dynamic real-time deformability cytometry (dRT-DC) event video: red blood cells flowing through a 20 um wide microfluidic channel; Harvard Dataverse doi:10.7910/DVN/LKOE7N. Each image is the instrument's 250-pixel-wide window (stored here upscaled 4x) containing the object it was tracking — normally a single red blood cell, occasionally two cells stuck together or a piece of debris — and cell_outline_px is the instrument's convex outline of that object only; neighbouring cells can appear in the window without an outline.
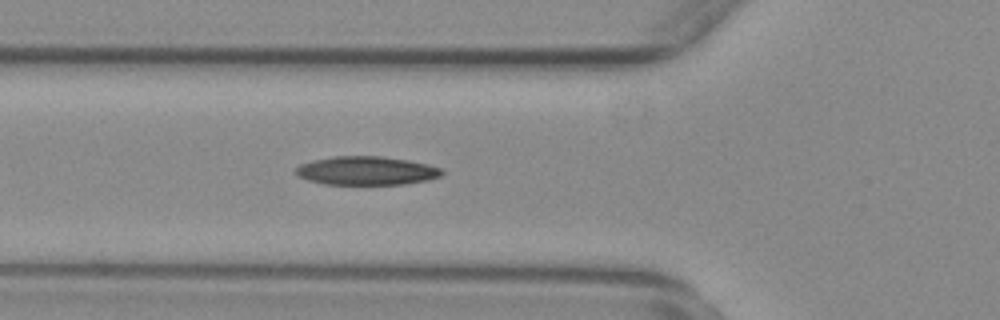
{"species": "common noctule bat (a hibernating species)", "species_latin": "Nyctalus noctula", "temperature_condition": "warm", "stored_images_in_passage": 41, "camera_frame_rate_fps": 3000, "um_per_image_px": 0.085, "animal": {"sex": "female", "body_mass_g": 29.2, "forearm_length_mm": 56.3}, "frame": {"image": 1, "passage_image": 7, "time_ms": 2.0, "image_size_px": [1000, 320], "cell_outline_px": [[444, 172], [440, 176], [428, 180], [404, 184], [324, 184], [308, 180], [296, 176], [296, 168], [300, 164], [312, 160], [332, 156], [380, 156], [408, 160], [428, 164], [440, 168]], "centroid_in_image_um": [31.13, 14.51], "position_along_channel_um": 94.7, "area_um2": 24.39}}
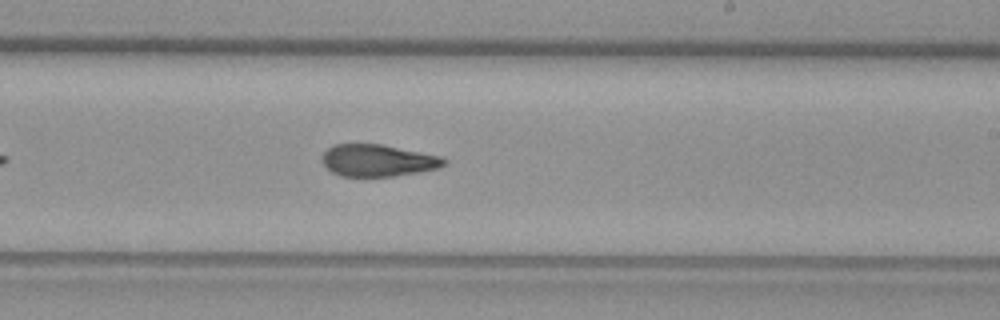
{"frame": {"image": 2, "passage_image": 20, "time_ms": 6.333, "image_size_px": [1000, 320], "cell_outline_px": [[448, 164], [440, 168], [420, 172], [392, 176], [340, 176], [332, 172], [320, 160], [320, 156], [332, 144], [380, 144], [440, 156], [448, 160]], "centroid_in_image_um": [32.12, 13.64], "position_along_channel_um": 256.9, "area_um2": 22.83}}
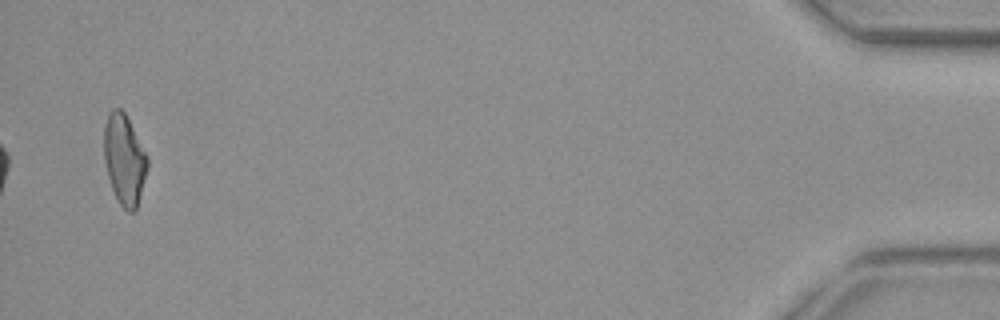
{"frame": {"image": 3, "passage_image": 41, "time_ms": 13.333, "image_size_px": [1000, 320], "cell_outline_px": [[148, 168], [136, 212], [128, 212], [120, 204], [112, 188], [108, 176], [104, 160], [104, 124], [108, 112], [112, 108], [120, 108], [124, 112], [148, 156]], "centroid_in_image_um": [10.57, 13.56], "position_along_channel_um": 424.6, "area_um2": 22.95}, "authors_computed_cell_mechanics": {"area_um2": 23.6402, "velocity_mm_per_s": 3.7398, "shape_relaxation_time_tau1_ms": null, "shape_relaxation_time_tau2_ms": 3.8544, "deformation_change_tau1": null, "deformation_change_tau2": 0.1231}}